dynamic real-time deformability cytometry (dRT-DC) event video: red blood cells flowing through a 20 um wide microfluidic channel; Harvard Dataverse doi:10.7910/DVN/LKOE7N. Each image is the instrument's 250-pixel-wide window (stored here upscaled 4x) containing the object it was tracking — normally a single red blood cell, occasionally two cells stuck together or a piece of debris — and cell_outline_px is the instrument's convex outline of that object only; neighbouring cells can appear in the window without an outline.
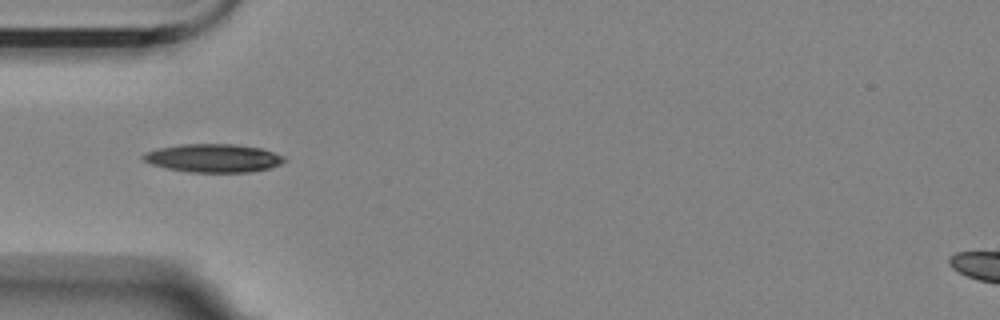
{"species": "Egyptian fruit bat (a non-hibernating species)", "species_latin": "Rousettus aegyptiacus", "temperature_condition": "room temperature", "stored_images_in_passage": 11, "camera_frame_rate_fps": 3000, "um_per_image_px": 0.085, "animal": {"sex": "female"}, "frame": {"image": 1, "passage_image": 1, "time_ms": 0.0, "image_size_px": [1000, 320], "cell_outline_px": [[288, 160], [280, 164], [268, 168], [248, 172], [188, 172], [168, 168], [152, 164], [144, 160], [140, 156], [144, 152], [160, 148], [180, 144], [236, 144], [264, 148], [284, 156]], "centroid_in_image_um": [18.16, 13.43], "position_along_channel_um": 66.8, "area_um2": 23.35}}
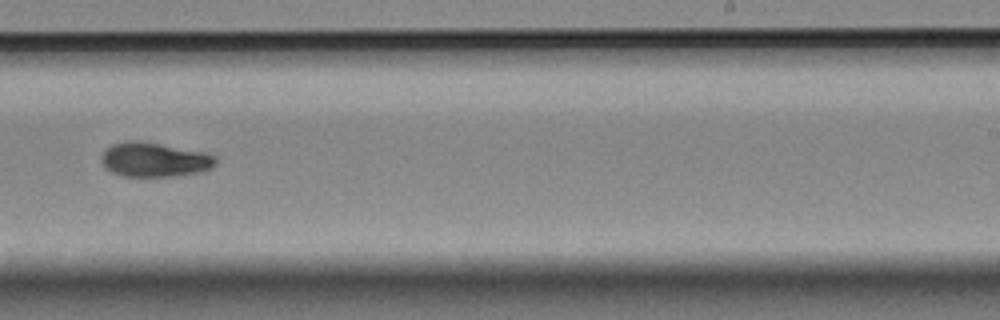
{"frame": {"image": 2, "passage_image": 6, "time_ms": 6.0, "image_size_px": [1000, 320], "cell_outline_px": [[216, 164], [212, 168], [200, 172], [176, 176], [120, 176], [104, 168], [100, 160], [100, 156], [104, 148], [112, 144], [124, 140], [140, 140], [204, 152], [216, 156]], "centroid_in_image_um": [13.07, 13.56], "position_along_channel_um": 275.9, "area_um2": 23.35}}
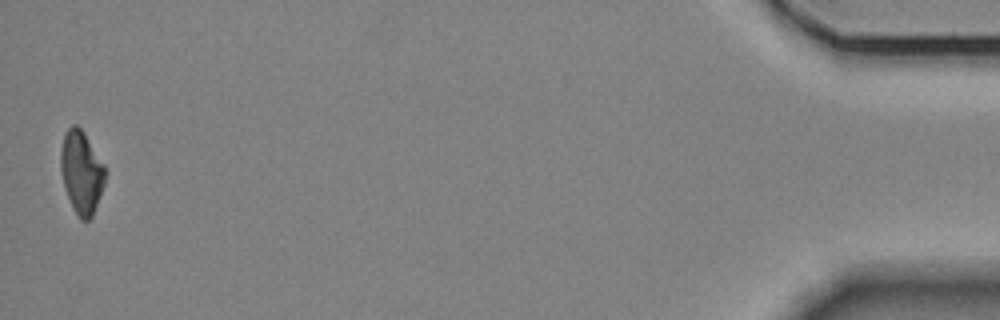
{"frame": {"image": 3, "passage_image": 11, "time_ms": 13.0, "image_size_px": [1000, 320], "cell_outline_px": [[108, 172], [104, 184], [92, 216], [88, 220], [80, 220], [68, 196], [64, 184], [60, 168], [60, 152], [64, 132], [72, 124], [76, 124], [84, 132], [104, 164]], "centroid_in_image_um": [6.93, 14.59], "position_along_channel_um": 428.3, "area_um2": 21.39}, "authors_computed_cell_mechanics": {"area_um2": 22.3686, "velocity_mm_per_s": 3.4832, "shape_relaxation_time_tau1_ms": 3.3424, "shape_relaxation_time_tau2_ms": null, "deformation_change_tau1": 0.1155, "deformation_change_tau2": null}}